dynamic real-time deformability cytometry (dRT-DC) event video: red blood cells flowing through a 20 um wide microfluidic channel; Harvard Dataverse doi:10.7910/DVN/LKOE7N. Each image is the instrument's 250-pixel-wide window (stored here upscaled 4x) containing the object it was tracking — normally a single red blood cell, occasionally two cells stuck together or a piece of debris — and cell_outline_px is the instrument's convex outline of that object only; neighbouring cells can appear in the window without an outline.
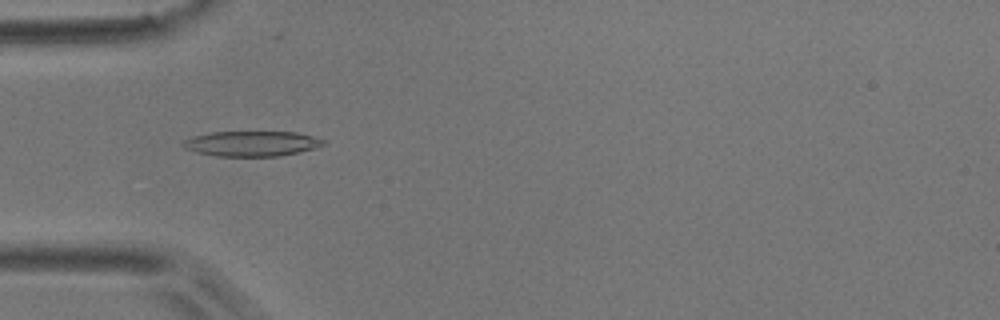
{"species": "common noctule bat (a hibernating species)", "species_latin": "Nyctalus noctula", "temperature_condition": "room temperature", "stored_images_in_passage": 49, "camera_frame_rate_fps": 3000, "um_per_image_px": 0.085, "animal": {"sex": "male", "body_mass_g": 17.9}, "frame": {"image": 1, "passage_image": 12, "time_ms": 3.667, "image_size_px": [1000, 320], "cell_outline_px": [[328, 144], [316, 148], [300, 152], [280, 156], [216, 156], [196, 152], [184, 148], [184, 140], [192, 136], [212, 132], [296, 132], [312, 136], [324, 140]], "centroid_in_image_um": [21.43, 12.21], "position_along_channel_um": 63.6, "area_um2": 20.63}}
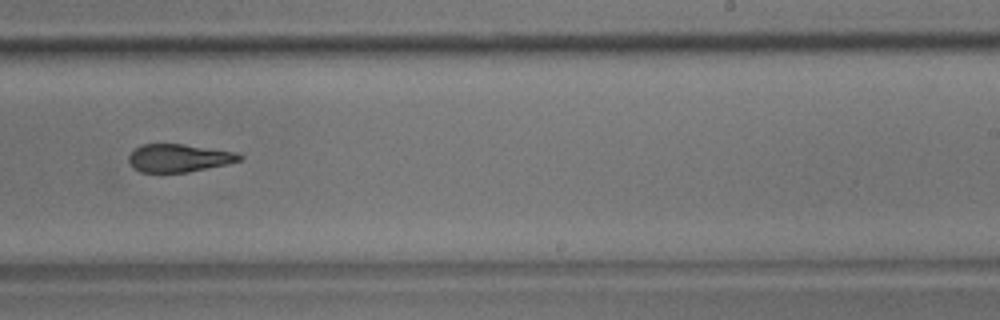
{"frame": {"image": 2, "passage_image": 29, "time_ms": 9.333, "image_size_px": [1000, 320], "cell_outline_px": [[244, 156], [240, 160], [224, 164], [188, 172], [140, 172], [128, 160], [128, 156], [136, 148], [144, 144], [180, 144], [236, 152]], "centroid_in_image_um": [15.2, 13.43], "position_along_channel_um": 273.8, "area_um2": 17.57}}
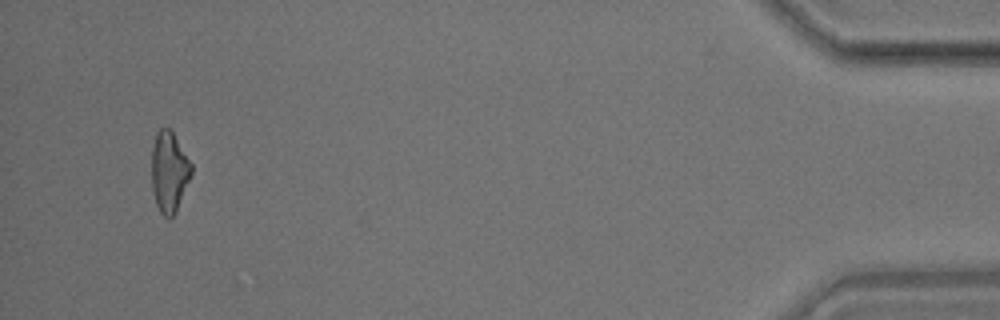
{"frame": {"image": 3, "passage_image": 47, "time_ms": 15.333, "image_size_px": [1000, 320], "cell_outline_px": [[192, 172], [176, 212], [168, 220], [160, 212], [156, 204], [152, 192], [152, 148], [156, 132], [160, 128], [172, 128], [192, 164]], "centroid_in_image_um": [14.38, 14.58], "position_along_channel_um": 420.8, "area_um2": 18.9}, "authors_computed_cell_mechanics": {"area_um2": 19.3052, "velocity_mm_per_s": 3.7281, "shape_relaxation_time_tau1_ms": 8.5507, "shape_relaxation_time_tau2_ms": 3.9822, "deformation_change_tau1": 0.2249, "deformation_change_tau2": 0.1522}}